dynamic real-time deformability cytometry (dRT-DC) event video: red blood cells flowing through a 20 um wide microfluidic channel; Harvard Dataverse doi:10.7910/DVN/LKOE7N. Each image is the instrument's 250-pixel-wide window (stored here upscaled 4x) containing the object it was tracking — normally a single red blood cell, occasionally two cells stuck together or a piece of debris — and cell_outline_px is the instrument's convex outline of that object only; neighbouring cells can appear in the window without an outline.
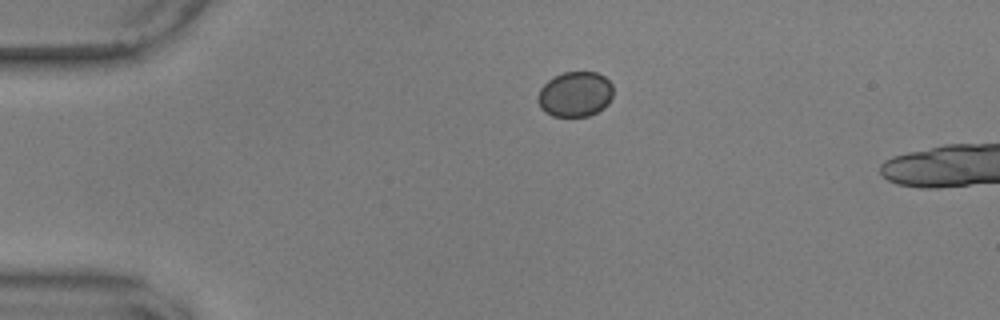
{"species": "common noctule bat (a hibernating species)", "species_latin": "Nyctalus noctula", "temperature_condition": "warm", "stored_images_in_passage": 6, "camera_frame_rate_fps": 3000, "um_per_image_px": 0.085, "animal": {"sex": "male", "body_mass_g": 17.9, "forearm_length_mm": 54.2}, "frame": {"image": 1, "passage_image": 1, "time_ms": 0.0, "image_size_px": [1000, 320], "cell_outline_px": [[612, 96], [608, 104], [604, 108], [588, 116], [552, 116], [544, 112], [540, 108], [536, 100], [536, 96], [540, 88], [548, 80], [564, 72], [596, 72], [604, 76], [612, 84]], "centroid_in_image_um": [48.86, 8.02], "position_along_channel_um": 36.1, "area_um2": 20.0}}